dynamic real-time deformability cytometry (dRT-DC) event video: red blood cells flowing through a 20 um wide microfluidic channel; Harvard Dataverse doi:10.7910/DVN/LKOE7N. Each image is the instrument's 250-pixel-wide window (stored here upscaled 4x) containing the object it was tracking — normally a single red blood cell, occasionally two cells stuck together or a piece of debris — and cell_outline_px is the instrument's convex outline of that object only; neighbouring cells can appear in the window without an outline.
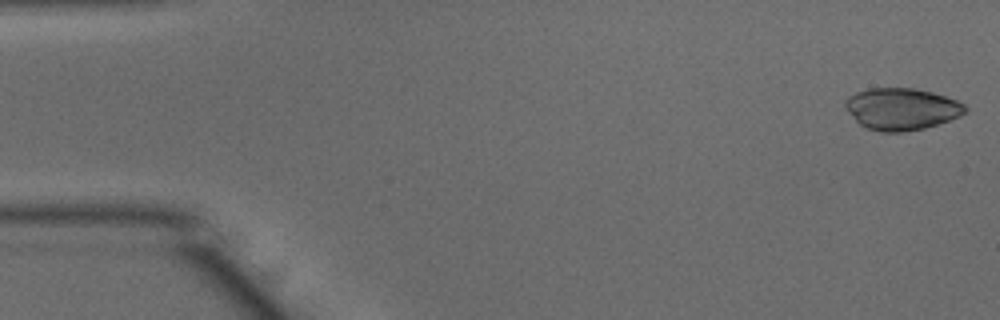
{"species": "common noctule bat (a hibernating species)", "species_latin": "Nyctalus noctula", "temperature_condition": "warm", "stored_images_in_passage": 50, "camera_frame_rate_fps": 3000, "um_per_image_px": 0.085, "animal": {"sex": "male", "body_mass_g": 15.6}, "frame": {"image": 1, "passage_image": 1, "time_ms": 0.0, "image_size_px": [1000, 320], "cell_outline_px": [[968, 112], [960, 116], [924, 128], [900, 132], [880, 132], [868, 128], [860, 124], [844, 108], [844, 104], [848, 96], [856, 92], [868, 88], [916, 88], [932, 92], [956, 100], [964, 104], [968, 108]], "centroid_in_image_um": [76.63, 9.25], "position_along_channel_um": 8.4, "area_um2": 29.25}}
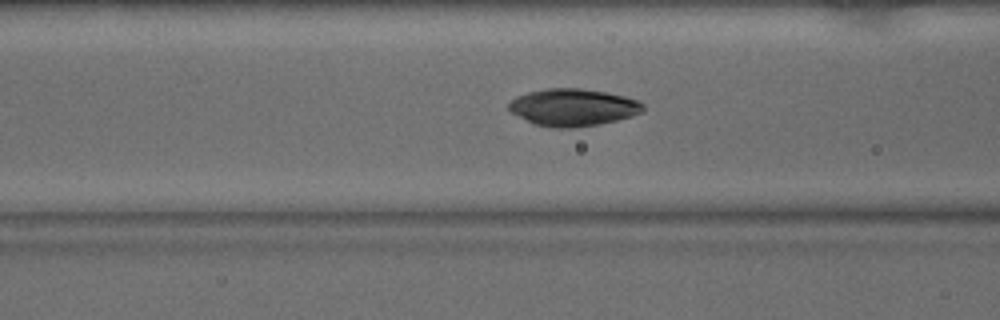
{"frame": {"image": 2, "passage_image": 19, "time_ms": 6.0, "image_size_px": [1000, 320], "cell_outline_px": [[644, 112], [632, 116], [600, 124], [576, 128], [552, 128], [536, 124], [512, 112], [508, 108], [508, 104], [516, 96], [528, 92], [548, 88], [580, 88], [604, 92], [624, 96], [640, 100], [644, 104]], "centroid_in_image_um": [48.75, 9.13], "position_along_channel_um": 117.8, "area_um2": 29.13}}
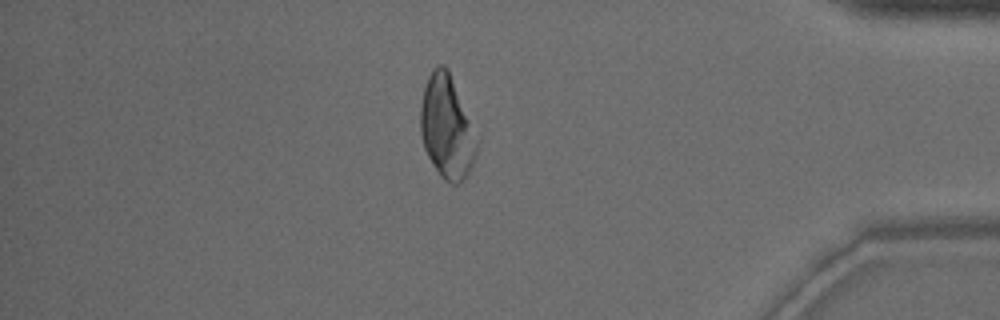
{"frame": {"image": 3, "passage_image": 43, "time_ms": 14.0, "image_size_px": [1000, 320], "cell_outline_px": [[480, 140], [476, 156], [468, 172], [456, 184], [452, 184], [444, 180], [440, 176], [432, 164], [424, 148], [420, 132], [420, 108], [424, 88], [428, 76], [432, 68], [436, 64], [444, 64], [448, 68]], "centroid_in_image_um": [37.99, 10.78], "position_along_channel_um": 397.2, "area_um2": 34.22}, "authors_computed_cell_mechanics": {"area_um2": 29.5647, "velocity_mm_per_s": 3.9372, "shape_relaxation_time_tau1_ms": 2.7357, "shape_relaxation_time_tau2_ms": 3.4212, "deformation_change_tau1": 0.0735, "deformation_change_tau2": 0.0507}}